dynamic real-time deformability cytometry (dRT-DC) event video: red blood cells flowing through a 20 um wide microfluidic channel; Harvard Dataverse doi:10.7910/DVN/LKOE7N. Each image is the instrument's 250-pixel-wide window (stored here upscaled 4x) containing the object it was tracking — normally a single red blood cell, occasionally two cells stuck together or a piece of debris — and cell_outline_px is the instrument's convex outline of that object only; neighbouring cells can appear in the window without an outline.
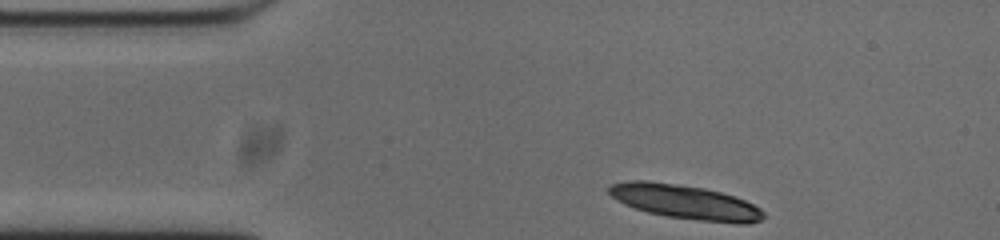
{"species": "common noctule bat (a hibernating species)", "species_latin": "Nyctalus noctula", "temperature_condition": "cold", "stored_images_in_passage": 16, "camera_frame_rate_fps": 3000, "um_per_image_px": 0.085, "animal": {"sex": "male", "body_mass_g": 20.0, "forearm_length_mm": 53.3}, "frame": {"image": 1, "passage_image": 1, "time_ms": 0.0, "image_size_px": [1000, 240], "cell_outline_px": [[764, 216], [760, 220], [748, 224], [740, 224], [700, 220], [668, 216], [648, 212], [624, 204], [616, 200], [608, 192], [608, 184], [628, 180], [648, 180], [704, 188], [720, 192], [744, 200], [760, 208], [764, 212]], "centroid_in_image_um": [58.2, 17.15], "position_along_channel_um": 26.8, "area_um2": 30.69}}
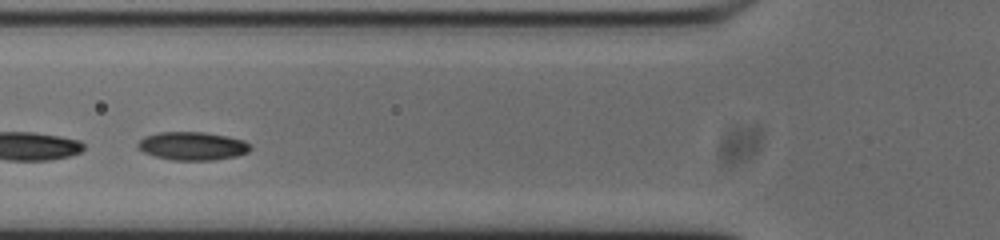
{"frame": {"image": 2, "passage_image": 12, "time_ms": 3.667, "image_size_px": [1000, 240], "cell_outline_px": [[252, 148], [248, 152], [236, 156], [216, 160], [172, 160], [156, 156], [144, 152], [136, 148], [136, 144], [144, 136], [160, 132], [204, 132], [228, 136], [244, 140], [252, 144]], "centroid_in_image_um": [16.38, 12.4], "position_along_channel_um": 109.4, "area_um2": 18.73}}